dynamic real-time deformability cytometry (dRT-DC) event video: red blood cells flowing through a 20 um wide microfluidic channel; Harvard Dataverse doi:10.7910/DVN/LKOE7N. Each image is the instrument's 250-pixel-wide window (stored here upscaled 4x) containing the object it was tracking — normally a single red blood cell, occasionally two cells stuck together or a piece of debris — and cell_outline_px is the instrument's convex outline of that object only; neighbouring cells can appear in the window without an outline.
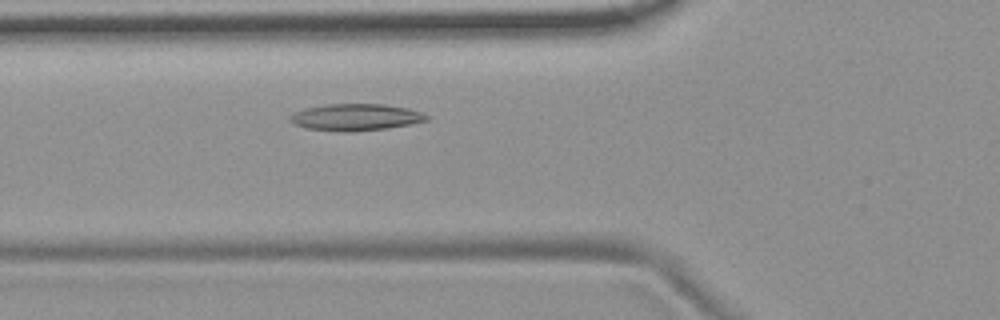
{"species": "common noctule bat (a hibernating species)", "species_latin": "Nyctalus noctula", "temperature_condition": "room temperature", "stored_images_in_passage": 4, "camera_frame_rate_fps": 3000, "um_per_image_px": 0.085, "animal": {"sex": "female", "body_mass_g": 19.9}, "frame": {"image": 1, "passage_image": 4, "time_ms": 3.333, "image_size_px": [1000, 320], "cell_outline_px": [[432, 116], [428, 120], [412, 124], [388, 128], [352, 132], [344, 132], [308, 128], [292, 124], [288, 120], [288, 116], [304, 108], [324, 104], [384, 104], [408, 108]], "centroid_in_image_um": [30.24, 9.96], "position_along_channel_um": 95.6, "area_um2": 21.56}}